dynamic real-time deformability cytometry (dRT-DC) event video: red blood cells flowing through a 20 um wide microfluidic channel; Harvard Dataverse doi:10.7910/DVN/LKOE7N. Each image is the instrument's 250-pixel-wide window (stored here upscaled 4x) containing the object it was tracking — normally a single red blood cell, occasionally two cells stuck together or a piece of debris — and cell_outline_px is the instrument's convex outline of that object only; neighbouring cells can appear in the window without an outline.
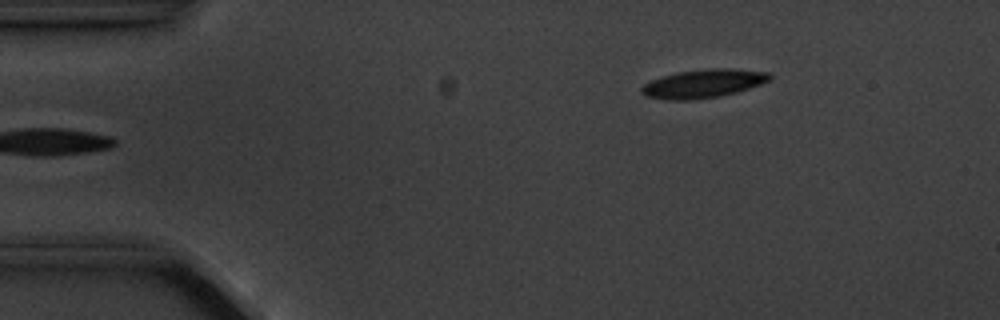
{"species": "common noctule bat (a hibernating species)", "species_latin": "Nyctalus noctula", "temperature_condition": "cold", "stored_images_in_passage": 5, "camera_frame_rate_fps": 3000, "um_per_image_px": 0.085, "animal": {"sex": "male", "body_mass_g": 20.1, "forearm_length_mm": 53.5}, "frame": {"image": 1, "passage_image": 5, "time_ms": 4.667, "image_size_px": [1000, 320], "cell_outline_px": [[772, 80], [736, 92], [720, 96], [692, 100], [668, 100], [648, 96], [640, 92], [640, 88], [644, 84], [652, 80], [676, 72], [708, 68], [732, 68], [768, 72], [772, 76]], "centroid_in_image_um": [59.8, 7.1], "position_along_channel_um": 25.2, "area_um2": 21.27}}